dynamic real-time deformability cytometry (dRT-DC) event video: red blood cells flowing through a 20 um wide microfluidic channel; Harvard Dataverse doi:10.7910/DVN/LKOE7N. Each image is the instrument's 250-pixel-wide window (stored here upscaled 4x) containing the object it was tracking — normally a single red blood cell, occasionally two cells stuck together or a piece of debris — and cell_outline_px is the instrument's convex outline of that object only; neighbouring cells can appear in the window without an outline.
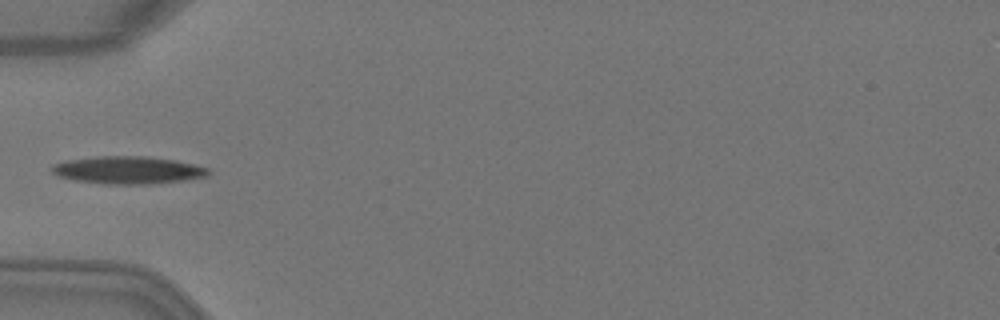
{"species": "Egyptian fruit bat (a non-hibernating species)", "species_latin": "Rousettus aegyptiacus", "temperature_condition": "warm", "stored_images_in_passage": 4, "camera_frame_rate_fps": 3000, "um_per_image_px": 0.085, "animal": {"sex": "female"}, "frame": {"image": 1, "passage_image": 4, "time_ms": 1.0, "image_size_px": [1000, 320], "cell_outline_px": [[212, 172], [208, 176], [184, 180], [152, 184], [104, 184], [76, 180], [56, 176], [52, 172], [52, 164], [68, 160], [100, 156], [144, 156], [176, 160], [208, 168]], "centroid_in_image_um": [10.89, 14.46], "position_along_channel_um": 74.1, "area_um2": 25.14}}